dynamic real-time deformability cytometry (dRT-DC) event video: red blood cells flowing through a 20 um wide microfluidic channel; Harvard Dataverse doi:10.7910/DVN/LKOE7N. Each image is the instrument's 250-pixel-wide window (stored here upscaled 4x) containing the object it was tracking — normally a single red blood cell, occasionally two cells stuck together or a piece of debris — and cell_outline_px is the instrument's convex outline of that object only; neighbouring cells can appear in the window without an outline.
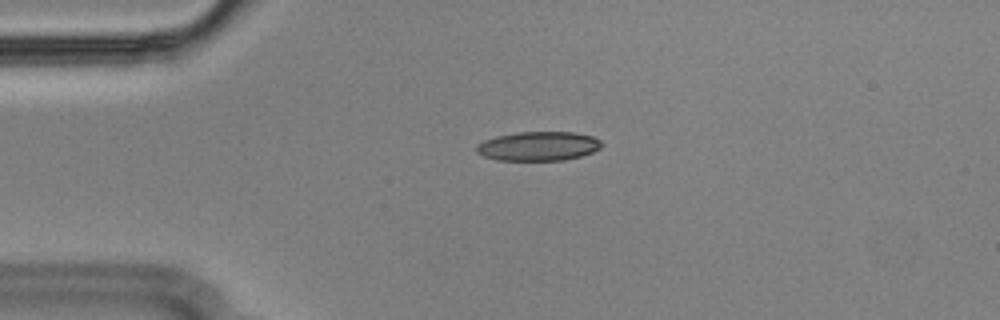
{"species": "Egyptian fruit bat (a non-hibernating species)", "species_latin": "Rousettus aegyptiacus", "temperature_condition": "cold", "stored_images_in_passage": 36, "camera_frame_rate_fps": 3000, "um_per_image_px": 0.085, "animal": {"sex": "male"}, "frame": {"image": 1, "passage_image": 1, "time_ms": 0.0, "image_size_px": [1000, 320], "cell_outline_px": [[604, 144], [600, 148], [592, 152], [580, 156], [564, 160], [496, 160], [484, 156], [476, 152], [476, 144], [484, 140], [496, 136], [516, 132], [576, 132], [592, 136], [600, 140]], "centroid_in_image_um": [45.76, 12.41], "position_along_channel_um": 39.2, "area_um2": 21.39}}
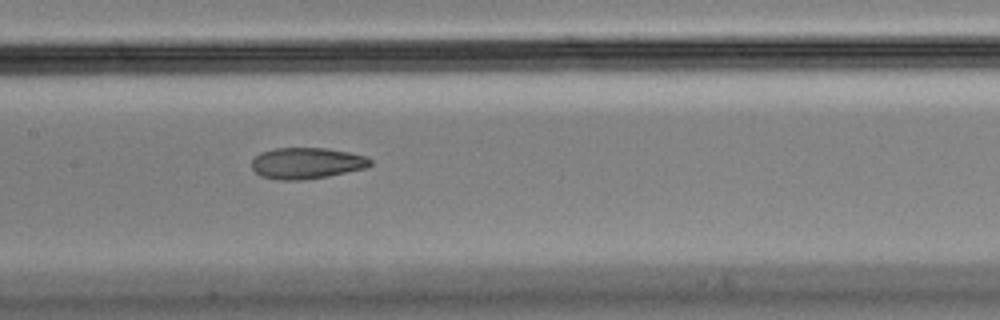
{"frame": {"image": 2, "passage_image": 15, "time_ms": 4.667, "image_size_px": [1000, 320], "cell_outline_px": [[372, 164], [364, 168], [328, 176], [304, 180], [276, 180], [260, 176], [252, 168], [252, 160], [260, 152], [276, 148], [324, 148], [348, 152], [364, 156], [372, 160]], "centroid_in_image_um": [26.03, 13.88], "position_along_channel_um": 181.4, "area_um2": 21.5}}
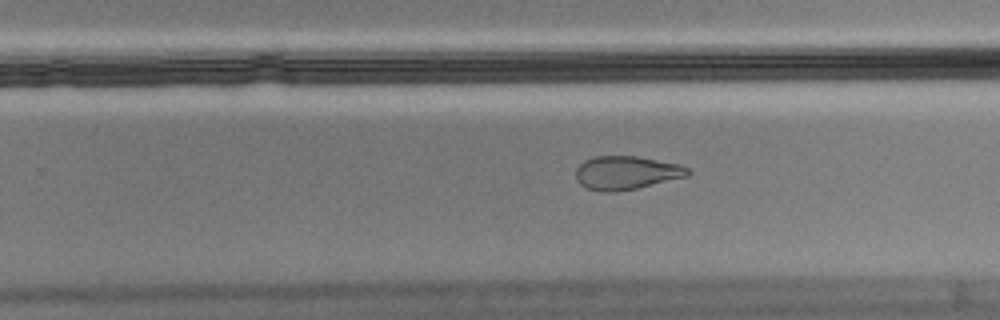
{"frame": {"image": 3, "passage_image": 23, "time_ms": 7.333, "image_size_px": [1000, 320], "cell_outline_px": [[692, 172], [688, 176], [636, 188], [616, 192], [600, 192], [588, 188], [580, 184], [576, 180], [576, 168], [584, 160], [596, 156], [636, 156], [680, 164], [688, 168]], "centroid_in_image_um": [53.23, 14.68], "position_along_channel_um": 276.6, "area_um2": 21.91}, "authors_computed_cell_mechanics": {"area_um2": 22.2819, "velocity_mm_per_s": 3.5909, "shape_relaxation_time_tau1_ms": null, "shape_relaxation_time_tau2_ms": 3.1789, "deformation_change_tau1": null, "deformation_change_tau2": 0.1081}}